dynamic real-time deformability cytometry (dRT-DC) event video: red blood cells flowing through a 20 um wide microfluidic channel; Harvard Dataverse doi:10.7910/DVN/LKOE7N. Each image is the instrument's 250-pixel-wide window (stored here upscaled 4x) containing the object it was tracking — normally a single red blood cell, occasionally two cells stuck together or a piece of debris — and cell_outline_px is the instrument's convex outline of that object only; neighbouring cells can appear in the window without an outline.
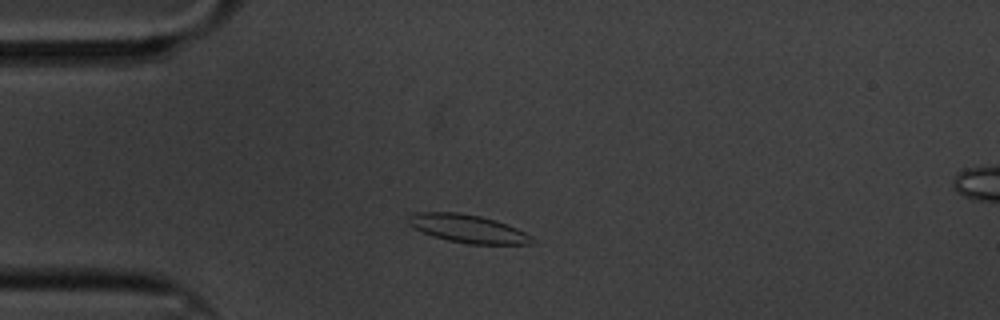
{"species": "common noctule bat (a hibernating species)", "species_latin": "Nyctalus noctula", "temperature_condition": "cold", "stored_images_in_passage": 54, "camera_frame_rate_fps": 3000, "um_per_image_px": 0.085, "animal": {"sex": "male", "body_mass_g": 20.1, "forearm_length_mm": 53.5}, "frame": {"image": 1, "passage_image": 9, "time_ms": 2.667, "image_size_px": [1000, 320], "cell_outline_px": [[532, 244], [468, 244], [448, 240], [432, 236], [408, 224], [408, 216], [416, 212], [460, 212], [480, 216], [496, 220], [516, 228], [532, 236]], "centroid_in_image_um": [39.75, 19.43], "position_along_channel_um": 45.2, "area_um2": 20.11}}
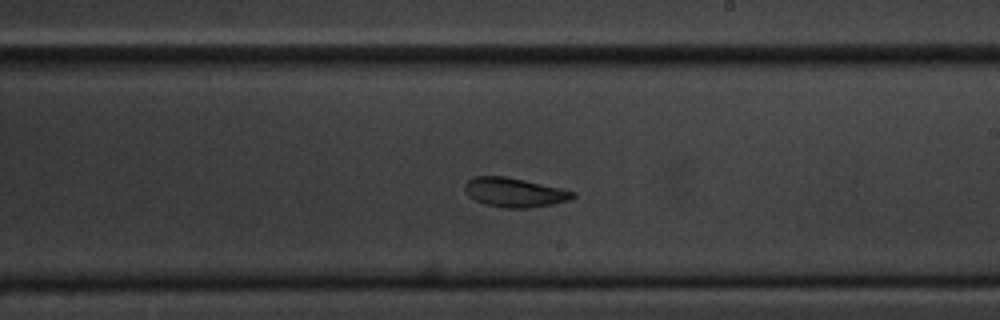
{"frame": {"image": 2, "passage_image": 29, "time_ms": 9.333, "image_size_px": [1000, 320], "cell_outline_px": [[576, 196], [568, 200], [552, 204], [528, 208], [504, 208], [484, 204], [468, 196], [464, 192], [464, 184], [468, 180], [476, 176], [504, 176], [524, 180], [560, 188], [576, 192]], "centroid_in_image_um": [43.7, 16.36], "position_along_channel_um": 245.3, "area_um2": 18.38}}
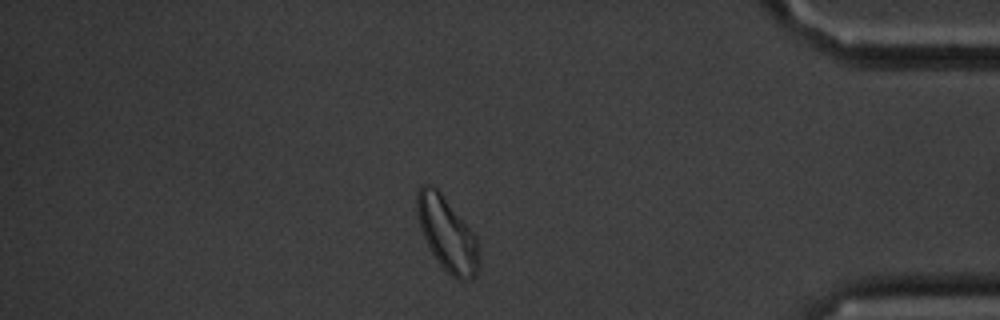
{"frame": {"image": 3, "passage_image": 46, "time_ms": 15.0, "image_size_px": [1000, 320], "cell_outline_px": [[480, 268], [476, 276], [468, 280], [456, 280], [440, 264], [432, 252], [420, 228], [416, 212], [416, 192], [424, 184], [432, 184], [440, 192], [476, 236], [480, 256]], "centroid_in_image_um": [38.02, 19.91], "position_along_channel_um": 397.2, "area_um2": 26.59}, "authors_computed_cell_mechanics": {"area_um2": 19.6809, "velocity_mm_per_s": 3.2659, "shape_relaxation_time_tau1_ms": 3.0673, "shape_relaxation_time_tau2_ms": 2.7188, "deformation_change_tau1": 0.0839, "deformation_change_tau2": 0.0795}}